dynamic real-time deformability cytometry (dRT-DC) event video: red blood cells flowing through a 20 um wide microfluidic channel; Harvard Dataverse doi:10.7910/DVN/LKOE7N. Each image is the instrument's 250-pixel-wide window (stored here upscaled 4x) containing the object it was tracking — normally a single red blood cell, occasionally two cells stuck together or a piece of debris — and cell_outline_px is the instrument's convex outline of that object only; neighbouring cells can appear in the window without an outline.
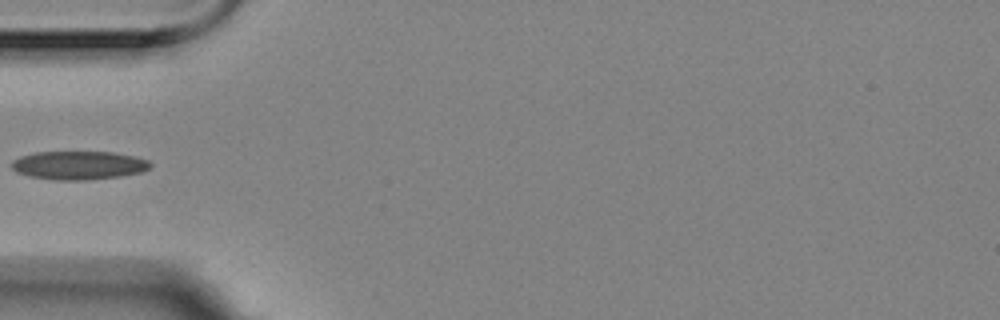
{"species": "Egyptian fruit bat (a non-hibernating species)", "species_latin": "Rousettus aegyptiacus", "temperature_condition": "room temperature", "stored_images_in_passage": 2, "camera_frame_rate_fps": 3000, "um_per_image_px": 0.085, "animal": {"sex": "female"}, "frame": {"image": 1, "passage_image": 2, "time_ms": 0.333, "image_size_px": [1000, 320], "cell_outline_px": [[152, 164], [144, 172], [120, 176], [84, 180], [56, 180], [28, 176], [16, 172], [12, 168], [12, 160], [20, 156], [36, 152], [112, 152], [132, 156], [148, 160]], "centroid_in_image_um": [6.67, 14.05], "position_along_channel_um": 78.3, "area_um2": 23.0}}